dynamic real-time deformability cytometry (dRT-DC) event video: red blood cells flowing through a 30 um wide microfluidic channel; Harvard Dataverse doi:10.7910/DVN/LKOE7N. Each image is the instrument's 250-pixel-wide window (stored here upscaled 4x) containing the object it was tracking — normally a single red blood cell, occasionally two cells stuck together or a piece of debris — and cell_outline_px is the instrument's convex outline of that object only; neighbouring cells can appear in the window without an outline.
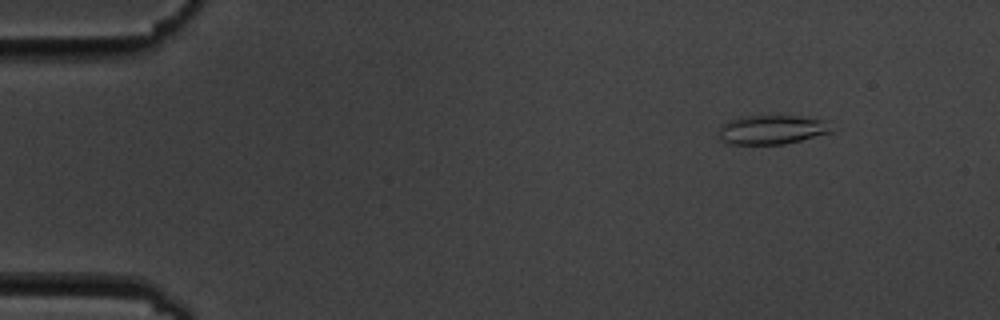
{"species": "common noctule bat (a hibernating species)", "species_latin": "Nyctalus noctula", "temperature_condition": "cold", "stored_images_in_passage": 5, "camera_frame_rate_fps": 3000, "um_per_image_px": 0.085, "animal": {"sex": "male", "body_mass_g": 19.5, "forearm_length_mm": 54.6}, "frame": {"image": 1, "passage_image": 2, "time_ms": 1.333, "image_size_px": [1000, 320], "cell_outline_px": [[832, 132], [784, 144], [732, 144], [720, 140], [720, 124], [728, 120], [748, 116], [796, 116], [828, 120]], "centroid_in_image_um": [65.61, 11.02], "position_along_channel_um": 19.4, "area_um2": 19.02}}